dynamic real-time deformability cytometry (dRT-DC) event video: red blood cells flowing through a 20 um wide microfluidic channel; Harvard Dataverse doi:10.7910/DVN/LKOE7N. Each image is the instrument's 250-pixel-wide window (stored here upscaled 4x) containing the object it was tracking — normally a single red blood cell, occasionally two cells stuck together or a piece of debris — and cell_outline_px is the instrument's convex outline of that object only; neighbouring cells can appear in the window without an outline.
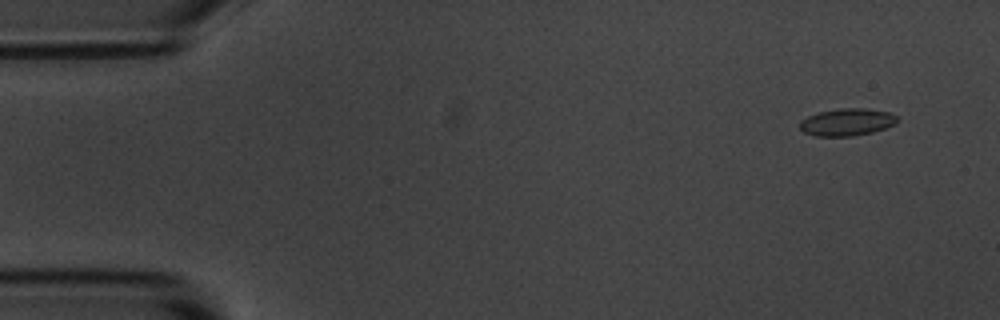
{"species": "common noctule bat (a hibernating species)", "species_latin": "Nyctalus noctula", "temperature_condition": "room temperature", "stored_images_in_passage": 56, "camera_frame_rate_fps": 3000, "um_per_image_px": 0.085, "animal": {"sex": "male", "body_mass_g": 20.1, "forearm_length_mm": 53.5}, "frame": {"image": 1, "passage_image": 4, "time_ms": 1.0, "image_size_px": [1000, 320], "cell_outline_px": [[900, 120], [896, 124], [872, 132], [852, 136], [816, 136], [804, 132], [800, 128], [800, 120], [808, 116], [820, 112], [840, 108], [864, 108], [888, 112], [896, 116]], "centroid_in_image_um": [72.0, 10.38], "position_along_channel_um": 13.0, "area_um2": 15.43}}
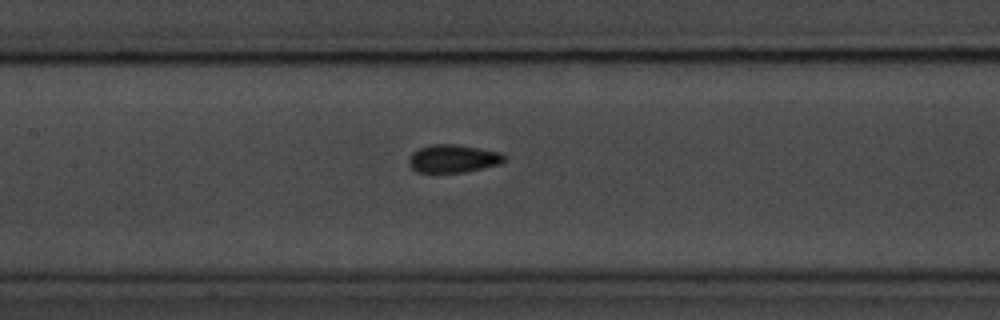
{"frame": {"image": 2, "passage_image": 26, "time_ms": 8.333, "image_size_px": [1000, 320], "cell_outline_px": [[504, 160], [500, 164], [484, 168], [464, 172], [416, 172], [408, 164], [408, 160], [412, 152], [420, 148], [432, 144], [456, 144], [500, 152], [504, 156]], "centroid_in_image_um": [38.49, 13.48], "position_along_channel_um": 168.9, "area_um2": 15.49}}
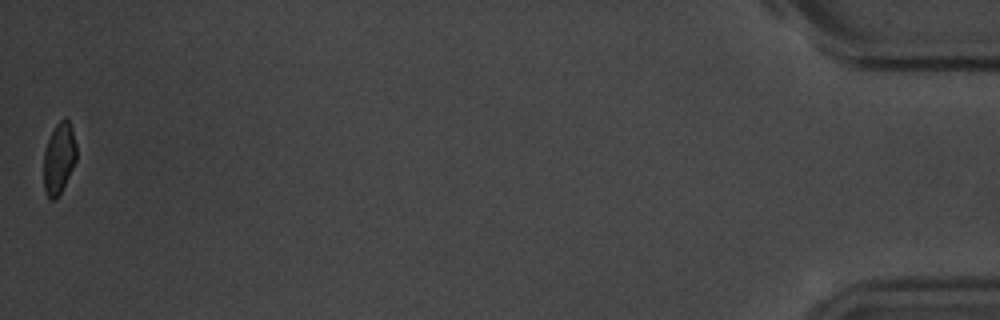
{"frame": {"image": 3, "passage_image": 56, "time_ms": 18.333, "image_size_px": [1000, 320], "cell_outline_px": [[76, 160], [56, 200], [48, 200], [44, 192], [44, 152], [48, 140], [56, 124], [64, 116], [68, 120], [72, 128], [76, 144]], "centroid_in_image_um": [5.0, 13.46], "position_along_channel_um": 430.2, "area_um2": 13.53}, "authors_computed_cell_mechanics": {"area_um2": 15.3748, "velocity_mm_per_s": 3.5896, "shape_relaxation_time_tau1_ms": 2.7411, "shape_relaxation_time_tau2_ms": 2.1122, "deformation_change_tau1": 0.0949, "deformation_change_tau2": 0.0619}}